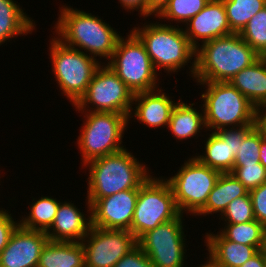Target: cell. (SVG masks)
I'll list each match as a JSON object with an SVG mask.
<instances>
[{
    "label": "cell",
    "mask_w": 266,
    "mask_h": 267,
    "mask_svg": "<svg viewBox=\"0 0 266 267\" xmlns=\"http://www.w3.org/2000/svg\"><path fill=\"white\" fill-rule=\"evenodd\" d=\"M59 10L60 14L54 26V35L58 36L55 37L66 46L79 48L78 50L95 59L98 56L109 61L122 37L117 30L103 22L99 16L84 10L65 5Z\"/></svg>",
    "instance_id": "cell-1"
},
{
    "label": "cell",
    "mask_w": 266,
    "mask_h": 267,
    "mask_svg": "<svg viewBox=\"0 0 266 267\" xmlns=\"http://www.w3.org/2000/svg\"><path fill=\"white\" fill-rule=\"evenodd\" d=\"M260 57L239 33L222 36L196 49L193 78L196 82H230Z\"/></svg>",
    "instance_id": "cell-2"
},
{
    "label": "cell",
    "mask_w": 266,
    "mask_h": 267,
    "mask_svg": "<svg viewBox=\"0 0 266 267\" xmlns=\"http://www.w3.org/2000/svg\"><path fill=\"white\" fill-rule=\"evenodd\" d=\"M83 166L89 168L88 206L117 192L140 188L150 176L148 167L139 162L126 147L119 152L93 159Z\"/></svg>",
    "instance_id": "cell-3"
},
{
    "label": "cell",
    "mask_w": 266,
    "mask_h": 267,
    "mask_svg": "<svg viewBox=\"0 0 266 267\" xmlns=\"http://www.w3.org/2000/svg\"><path fill=\"white\" fill-rule=\"evenodd\" d=\"M159 23H144L141 28L134 27L131 31L144 44L156 72L163 68L166 73L175 74L190 63L189 73L193 78L196 49L190 44L182 27Z\"/></svg>",
    "instance_id": "cell-4"
},
{
    "label": "cell",
    "mask_w": 266,
    "mask_h": 267,
    "mask_svg": "<svg viewBox=\"0 0 266 267\" xmlns=\"http://www.w3.org/2000/svg\"><path fill=\"white\" fill-rule=\"evenodd\" d=\"M206 86L202 92L206 131L256 125L257 108L229 82H197Z\"/></svg>",
    "instance_id": "cell-5"
},
{
    "label": "cell",
    "mask_w": 266,
    "mask_h": 267,
    "mask_svg": "<svg viewBox=\"0 0 266 267\" xmlns=\"http://www.w3.org/2000/svg\"><path fill=\"white\" fill-rule=\"evenodd\" d=\"M49 45L55 81L62 94H65L74 106L86 93L96 70L101 66V61L78 49L66 46L55 36Z\"/></svg>",
    "instance_id": "cell-6"
},
{
    "label": "cell",
    "mask_w": 266,
    "mask_h": 267,
    "mask_svg": "<svg viewBox=\"0 0 266 267\" xmlns=\"http://www.w3.org/2000/svg\"><path fill=\"white\" fill-rule=\"evenodd\" d=\"M81 113L86 118L77 140L82 166L93 159L124 149L122 138L129 124L127 115L112 112Z\"/></svg>",
    "instance_id": "cell-7"
},
{
    "label": "cell",
    "mask_w": 266,
    "mask_h": 267,
    "mask_svg": "<svg viewBox=\"0 0 266 267\" xmlns=\"http://www.w3.org/2000/svg\"><path fill=\"white\" fill-rule=\"evenodd\" d=\"M174 193L166 178L152 177L140 186L131 232L138 240L144 233L180 215Z\"/></svg>",
    "instance_id": "cell-8"
},
{
    "label": "cell",
    "mask_w": 266,
    "mask_h": 267,
    "mask_svg": "<svg viewBox=\"0 0 266 267\" xmlns=\"http://www.w3.org/2000/svg\"><path fill=\"white\" fill-rule=\"evenodd\" d=\"M121 37L108 65L134 93L158 89V72L155 71L144 44L130 30Z\"/></svg>",
    "instance_id": "cell-9"
},
{
    "label": "cell",
    "mask_w": 266,
    "mask_h": 267,
    "mask_svg": "<svg viewBox=\"0 0 266 267\" xmlns=\"http://www.w3.org/2000/svg\"><path fill=\"white\" fill-rule=\"evenodd\" d=\"M220 172L190 157L178 173L166 180L174 193L176 205L181 214H196L205 206L209 193L214 188ZM186 211V212H185Z\"/></svg>",
    "instance_id": "cell-10"
},
{
    "label": "cell",
    "mask_w": 266,
    "mask_h": 267,
    "mask_svg": "<svg viewBox=\"0 0 266 267\" xmlns=\"http://www.w3.org/2000/svg\"><path fill=\"white\" fill-rule=\"evenodd\" d=\"M102 64L96 70L86 93L74 105L76 111L112 112L129 117L135 94L105 62Z\"/></svg>",
    "instance_id": "cell-11"
},
{
    "label": "cell",
    "mask_w": 266,
    "mask_h": 267,
    "mask_svg": "<svg viewBox=\"0 0 266 267\" xmlns=\"http://www.w3.org/2000/svg\"><path fill=\"white\" fill-rule=\"evenodd\" d=\"M183 214L144 233L137 244L155 267H182L186 242Z\"/></svg>",
    "instance_id": "cell-12"
},
{
    "label": "cell",
    "mask_w": 266,
    "mask_h": 267,
    "mask_svg": "<svg viewBox=\"0 0 266 267\" xmlns=\"http://www.w3.org/2000/svg\"><path fill=\"white\" fill-rule=\"evenodd\" d=\"M85 267H113L137 244L135 235L124 229H103L92 226L82 240Z\"/></svg>",
    "instance_id": "cell-13"
},
{
    "label": "cell",
    "mask_w": 266,
    "mask_h": 267,
    "mask_svg": "<svg viewBox=\"0 0 266 267\" xmlns=\"http://www.w3.org/2000/svg\"><path fill=\"white\" fill-rule=\"evenodd\" d=\"M255 125L224 128L216 132L212 131L205 139L204 155L194 156L201 163L220 173H231L235 162V156L245 135Z\"/></svg>",
    "instance_id": "cell-14"
},
{
    "label": "cell",
    "mask_w": 266,
    "mask_h": 267,
    "mask_svg": "<svg viewBox=\"0 0 266 267\" xmlns=\"http://www.w3.org/2000/svg\"><path fill=\"white\" fill-rule=\"evenodd\" d=\"M138 193L139 188L129 189L98 199L91 206L92 226L131 232Z\"/></svg>",
    "instance_id": "cell-15"
},
{
    "label": "cell",
    "mask_w": 266,
    "mask_h": 267,
    "mask_svg": "<svg viewBox=\"0 0 266 267\" xmlns=\"http://www.w3.org/2000/svg\"><path fill=\"white\" fill-rule=\"evenodd\" d=\"M183 28L190 44L197 49L201 44L234 33L229 26L222 0H210L208 4Z\"/></svg>",
    "instance_id": "cell-16"
},
{
    "label": "cell",
    "mask_w": 266,
    "mask_h": 267,
    "mask_svg": "<svg viewBox=\"0 0 266 267\" xmlns=\"http://www.w3.org/2000/svg\"><path fill=\"white\" fill-rule=\"evenodd\" d=\"M47 241L45 232L25 229L19 225L0 253V267H37Z\"/></svg>",
    "instance_id": "cell-17"
},
{
    "label": "cell",
    "mask_w": 266,
    "mask_h": 267,
    "mask_svg": "<svg viewBox=\"0 0 266 267\" xmlns=\"http://www.w3.org/2000/svg\"><path fill=\"white\" fill-rule=\"evenodd\" d=\"M86 208L89 216L71 202H60L54 221L45 232L48 240L82 242L92 227L91 206L87 205Z\"/></svg>",
    "instance_id": "cell-18"
},
{
    "label": "cell",
    "mask_w": 266,
    "mask_h": 267,
    "mask_svg": "<svg viewBox=\"0 0 266 267\" xmlns=\"http://www.w3.org/2000/svg\"><path fill=\"white\" fill-rule=\"evenodd\" d=\"M162 91L161 88H158L152 91L136 93L132 103L135 104V107L131 109L129 121L131 120L130 118L135 116V119H138L137 121L152 129H157L160 126L167 128L171 113L177 102L172 101V96L169 98Z\"/></svg>",
    "instance_id": "cell-19"
},
{
    "label": "cell",
    "mask_w": 266,
    "mask_h": 267,
    "mask_svg": "<svg viewBox=\"0 0 266 267\" xmlns=\"http://www.w3.org/2000/svg\"><path fill=\"white\" fill-rule=\"evenodd\" d=\"M256 108L266 106V60L260 57L249 67L242 69L229 82Z\"/></svg>",
    "instance_id": "cell-20"
},
{
    "label": "cell",
    "mask_w": 266,
    "mask_h": 267,
    "mask_svg": "<svg viewBox=\"0 0 266 267\" xmlns=\"http://www.w3.org/2000/svg\"><path fill=\"white\" fill-rule=\"evenodd\" d=\"M204 241L208 253L223 267H240L259 252L254 246L226 240L218 231L206 233Z\"/></svg>",
    "instance_id": "cell-21"
},
{
    "label": "cell",
    "mask_w": 266,
    "mask_h": 267,
    "mask_svg": "<svg viewBox=\"0 0 266 267\" xmlns=\"http://www.w3.org/2000/svg\"><path fill=\"white\" fill-rule=\"evenodd\" d=\"M37 267H85L82 242L47 241Z\"/></svg>",
    "instance_id": "cell-22"
},
{
    "label": "cell",
    "mask_w": 266,
    "mask_h": 267,
    "mask_svg": "<svg viewBox=\"0 0 266 267\" xmlns=\"http://www.w3.org/2000/svg\"><path fill=\"white\" fill-rule=\"evenodd\" d=\"M248 193L249 190L232 173H221L209 193L205 206L196 215H221L231 201Z\"/></svg>",
    "instance_id": "cell-23"
},
{
    "label": "cell",
    "mask_w": 266,
    "mask_h": 267,
    "mask_svg": "<svg viewBox=\"0 0 266 267\" xmlns=\"http://www.w3.org/2000/svg\"><path fill=\"white\" fill-rule=\"evenodd\" d=\"M33 22L17 1L0 0V46L18 35L32 34L36 29Z\"/></svg>",
    "instance_id": "cell-24"
},
{
    "label": "cell",
    "mask_w": 266,
    "mask_h": 267,
    "mask_svg": "<svg viewBox=\"0 0 266 267\" xmlns=\"http://www.w3.org/2000/svg\"><path fill=\"white\" fill-rule=\"evenodd\" d=\"M181 98L175 105L171 118L169 120L167 128H169L171 134L176 140H186L191 137H196L200 130L206 131V126L204 122V112L201 105V112L195 109L193 106L195 103H190L189 105L184 102H180ZM198 111V112H197Z\"/></svg>",
    "instance_id": "cell-25"
},
{
    "label": "cell",
    "mask_w": 266,
    "mask_h": 267,
    "mask_svg": "<svg viewBox=\"0 0 266 267\" xmlns=\"http://www.w3.org/2000/svg\"><path fill=\"white\" fill-rule=\"evenodd\" d=\"M30 207L29 216H22L19 221L21 227L29 230L46 232L52 225L61 201L49 196L35 199Z\"/></svg>",
    "instance_id": "cell-26"
},
{
    "label": "cell",
    "mask_w": 266,
    "mask_h": 267,
    "mask_svg": "<svg viewBox=\"0 0 266 267\" xmlns=\"http://www.w3.org/2000/svg\"><path fill=\"white\" fill-rule=\"evenodd\" d=\"M223 227L218 232L226 240L254 246L259 251L262 249L265 226L256 219L245 223L225 224Z\"/></svg>",
    "instance_id": "cell-27"
},
{
    "label": "cell",
    "mask_w": 266,
    "mask_h": 267,
    "mask_svg": "<svg viewBox=\"0 0 266 267\" xmlns=\"http://www.w3.org/2000/svg\"><path fill=\"white\" fill-rule=\"evenodd\" d=\"M230 29L234 33L247 25L248 21L266 6V0H222Z\"/></svg>",
    "instance_id": "cell-28"
},
{
    "label": "cell",
    "mask_w": 266,
    "mask_h": 267,
    "mask_svg": "<svg viewBox=\"0 0 266 267\" xmlns=\"http://www.w3.org/2000/svg\"><path fill=\"white\" fill-rule=\"evenodd\" d=\"M239 34L261 57L266 55V6L248 21Z\"/></svg>",
    "instance_id": "cell-29"
},
{
    "label": "cell",
    "mask_w": 266,
    "mask_h": 267,
    "mask_svg": "<svg viewBox=\"0 0 266 267\" xmlns=\"http://www.w3.org/2000/svg\"><path fill=\"white\" fill-rule=\"evenodd\" d=\"M210 0H170L168 5L157 16L160 19L171 20L185 24L196 16Z\"/></svg>",
    "instance_id": "cell-30"
},
{
    "label": "cell",
    "mask_w": 266,
    "mask_h": 267,
    "mask_svg": "<svg viewBox=\"0 0 266 267\" xmlns=\"http://www.w3.org/2000/svg\"><path fill=\"white\" fill-rule=\"evenodd\" d=\"M220 216V220L225 221L224 224H238L255 220L250 194L235 198Z\"/></svg>",
    "instance_id": "cell-31"
},
{
    "label": "cell",
    "mask_w": 266,
    "mask_h": 267,
    "mask_svg": "<svg viewBox=\"0 0 266 267\" xmlns=\"http://www.w3.org/2000/svg\"><path fill=\"white\" fill-rule=\"evenodd\" d=\"M261 144V126L257 123L244 137L234 164H257L259 163Z\"/></svg>",
    "instance_id": "cell-32"
},
{
    "label": "cell",
    "mask_w": 266,
    "mask_h": 267,
    "mask_svg": "<svg viewBox=\"0 0 266 267\" xmlns=\"http://www.w3.org/2000/svg\"><path fill=\"white\" fill-rule=\"evenodd\" d=\"M249 191L266 182V168L257 164H234L231 172Z\"/></svg>",
    "instance_id": "cell-33"
},
{
    "label": "cell",
    "mask_w": 266,
    "mask_h": 267,
    "mask_svg": "<svg viewBox=\"0 0 266 267\" xmlns=\"http://www.w3.org/2000/svg\"><path fill=\"white\" fill-rule=\"evenodd\" d=\"M255 219L266 226V182L249 191Z\"/></svg>",
    "instance_id": "cell-34"
},
{
    "label": "cell",
    "mask_w": 266,
    "mask_h": 267,
    "mask_svg": "<svg viewBox=\"0 0 266 267\" xmlns=\"http://www.w3.org/2000/svg\"><path fill=\"white\" fill-rule=\"evenodd\" d=\"M113 267H155L148 256L137 245L124 255Z\"/></svg>",
    "instance_id": "cell-35"
},
{
    "label": "cell",
    "mask_w": 266,
    "mask_h": 267,
    "mask_svg": "<svg viewBox=\"0 0 266 267\" xmlns=\"http://www.w3.org/2000/svg\"><path fill=\"white\" fill-rule=\"evenodd\" d=\"M0 209V253L7 246L13 232L20 225L7 210ZM10 213V214H9Z\"/></svg>",
    "instance_id": "cell-36"
},
{
    "label": "cell",
    "mask_w": 266,
    "mask_h": 267,
    "mask_svg": "<svg viewBox=\"0 0 266 267\" xmlns=\"http://www.w3.org/2000/svg\"><path fill=\"white\" fill-rule=\"evenodd\" d=\"M121 6L124 10L138 11L140 16L144 17L146 20L147 17V0H119Z\"/></svg>",
    "instance_id": "cell-37"
},
{
    "label": "cell",
    "mask_w": 266,
    "mask_h": 267,
    "mask_svg": "<svg viewBox=\"0 0 266 267\" xmlns=\"http://www.w3.org/2000/svg\"><path fill=\"white\" fill-rule=\"evenodd\" d=\"M170 0H147V17L155 15L157 16L168 5Z\"/></svg>",
    "instance_id": "cell-38"
},
{
    "label": "cell",
    "mask_w": 266,
    "mask_h": 267,
    "mask_svg": "<svg viewBox=\"0 0 266 267\" xmlns=\"http://www.w3.org/2000/svg\"><path fill=\"white\" fill-rule=\"evenodd\" d=\"M240 267H266V254L260 250Z\"/></svg>",
    "instance_id": "cell-39"
},
{
    "label": "cell",
    "mask_w": 266,
    "mask_h": 267,
    "mask_svg": "<svg viewBox=\"0 0 266 267\" xmlns=\"http://www.w3.org/2000/svg\"><path fill=\"white\" fill-rule=\"evenodd\" d=\"M259 162L266 168V133L261 127V144H260Z\"/></svg>",
    "instance_id": "cell-40"
},
{
    "label": "cell",
    "mask_w": 266,
    "mask_h": 267,
    "mask_svg": "<svg viewBox=\"0 0 266 267\" xmlns=\"http://www.w3.org/2000/svg\"><path fill=\"white\" fill-rule=\"evenodd\" d=\"M258 124L263 128L266 133V106L258 110Z\"/></svg>",
    "instance_id": "cell-41"
},
{
    "label": "cell",
    "mask_w": 266,
    "mask_h": 267,
    "mask_svg": "<svg viewBox=\"0 0 266 267\" xmlns=\"http://www.w3.org/2000/svg\"><path fill=\"white\" fill-rule=\"evenodd\" d=\"M206 258H207L206 263L201 264L198 267H223L210 253H208Z\"/></svg>",
    "instance_id": "cell-42"
},
{
    "label": "cell",
    "mask_w": 266,
    "mask_h": 267,
    "mask_svg": "<svg viewBox=\"0 0 266 267\" xmlns=\"http://www.w3.org/2000/svg\"><path fill=\"white\" fill-rule=\"evenodd\" d=\"M261 250L266 254V226L264 228L263 245Z\"/></svg>",
    "instance_id": "cell-43"
}]
</instances>
